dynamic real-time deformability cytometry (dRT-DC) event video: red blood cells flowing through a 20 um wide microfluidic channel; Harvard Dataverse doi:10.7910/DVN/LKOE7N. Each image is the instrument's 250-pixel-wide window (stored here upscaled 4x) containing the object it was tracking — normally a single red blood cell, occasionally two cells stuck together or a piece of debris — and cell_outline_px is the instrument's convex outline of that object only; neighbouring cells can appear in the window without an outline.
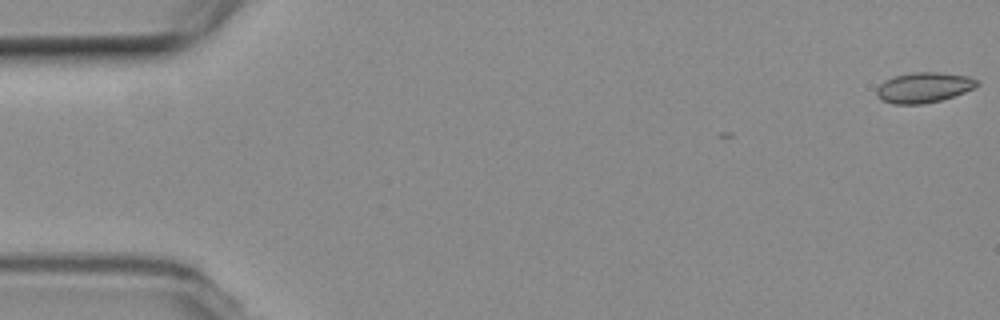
{"species": "common noctule bat (a hibernating species)", "species_latin": "Nyctalus noctula", "temperature_condition": "room temperature", "stored_images_in_passage": 3, "camera_frame_rate_fps": 3000, "um_per_image_px": 0.085, "animal": {"sex": "female", "body_mass_g": 19.3, "forearm_length_mm": 54.1}, "frame": {"image": 1, "passage_image": 1, "time_ms": 0.0, "image_size_px": [1000, 320], "cell_outline_px": [[980, 84], [976, 88], [940, 100], [924, 104], [892, 104], [880, 100], [876, 96], [876, 88], [884, 80], [892, 76], [912, 72], [940, 72], [968, 76], [980, 80]], "centroid_in_image_um": [78.51, 7.43], "position_along_channel_um": 6.5, "area_um2": 18.09}}